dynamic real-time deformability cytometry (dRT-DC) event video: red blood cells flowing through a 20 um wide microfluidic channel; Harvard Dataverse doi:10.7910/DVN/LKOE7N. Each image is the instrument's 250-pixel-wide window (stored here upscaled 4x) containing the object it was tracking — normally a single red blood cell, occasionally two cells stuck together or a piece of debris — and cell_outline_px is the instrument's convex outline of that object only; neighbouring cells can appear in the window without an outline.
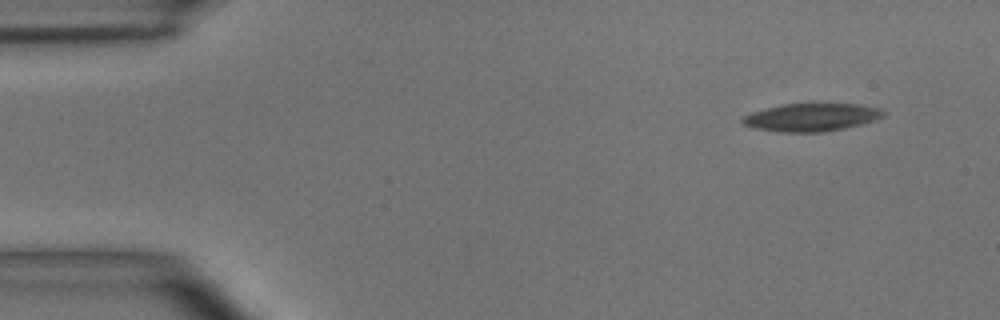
{"species": "common noctule bat (a hibernating species)", "species_latin": "Nyctalus noctula", "temperature_condition": "room temperature", "stored_images_in_passage": 5, "camera_frame_rate_fps": 3000, "um_per_image_px": 0.085, "animal": {"sex": "male", "body_mass_g": 15.6}, "frame": {"image": 1, "passage_image": 1, "time_ms": 0.0, "image_size_px": [1000, 320], "cell_outline_px": [[888, 112], [884, 116], [876, 120], [844, 128], [824, 132], [780, 132], [756, 128], [744, 124], [740, 120], [744, 116], [752, 112], [784, 104], [860, 104], [880, 108]], "centroid_in_image_um": [69.03, 9.97], "position_along_channel_um": 16.0, "area_um2": 22.77}}
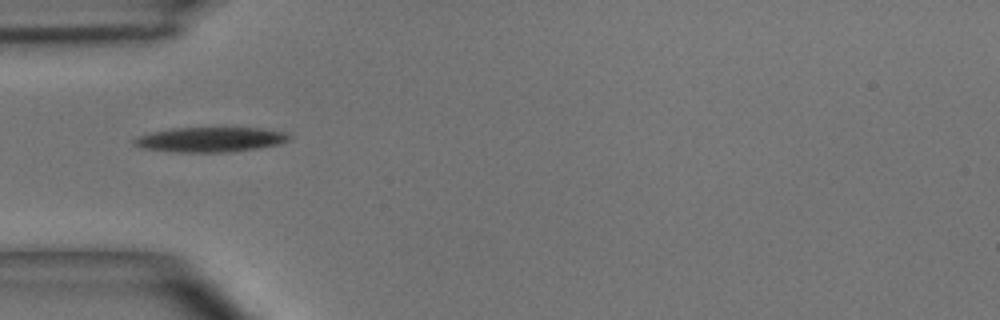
{"frame": {"image": 2, "passage_image": 4, "time_ms": 1.0, "image_size_px": [1000, 320], "cell_outline_px": [[292, 136], [288, 140], [280, 144], [256, 148], [228, 152], [168, 152], [144, 148], [132, 144], [132, 140], [136, 136], [148, 132], [172, 128], [260, 128], [288, 132]], "centroid_in_image_um": [17.84, 11.86], "position_along_channel_um": 67.2, "area_um2": 22.72}}
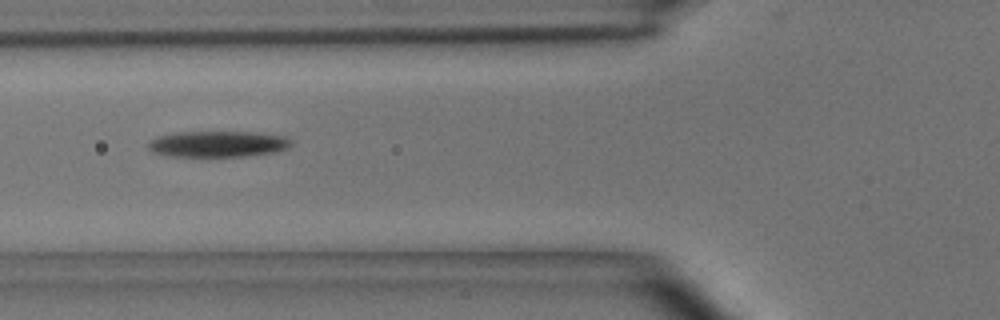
{"frame": {"image": 3, "passage_image": 5, "time_ms": 1.333, "image_size_px": [1000, 320], "cell_outline_px": [[292, 144], [288, 148], [276, 152], [244, 156], [168, 156], [152, 152], [148, 148], [148, 140], [156, 136], [180, 132], [248, 132], [284, 136], [292, 140]], "centroid_in_image_um": [18.49, 12.24], "position_along_channel_um": 107.3, "area_um2": 21.73}}